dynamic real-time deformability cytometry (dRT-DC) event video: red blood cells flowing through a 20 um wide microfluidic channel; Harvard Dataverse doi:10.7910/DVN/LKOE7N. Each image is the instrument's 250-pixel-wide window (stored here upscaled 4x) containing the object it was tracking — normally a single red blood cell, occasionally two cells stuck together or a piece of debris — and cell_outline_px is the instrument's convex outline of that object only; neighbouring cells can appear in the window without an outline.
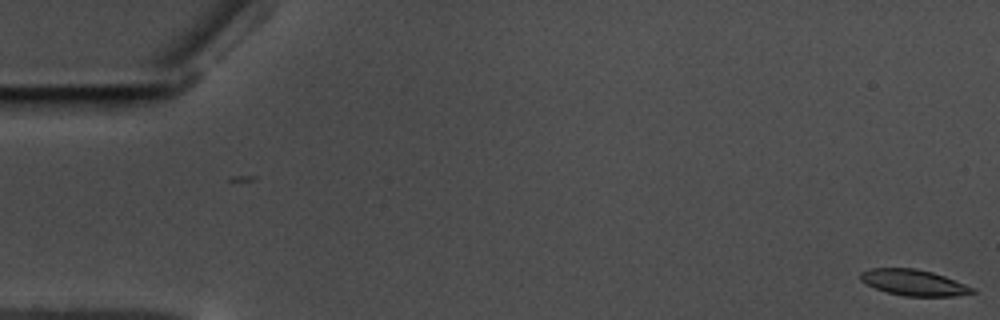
{"species": "common noctule bat (a hibernating species)", "species_latin": "Nyctalus noctula", "temperature_condition": "warm", "stored_images_in_passage": 59, "camera_frame_rate_fps": 3000, "um_per_image_px": 0.085, "animal": {"sex": "male", "body_mass_g": 17.5, "forearm_length_mm": 52.3}, "frame": {"image": 1, "passage_image": 1, "time_ms": 0.0, "image_size_px": [1000, 320], "cell_outline_px": [[976, 292], [956, 296], [904, 296], [888, 292], [876, 288], [860, 280], [860, 272], [872, 268], [916, 268], [932, 272], [944, 276], [976, 288]], "centroid_in_image_um": [77.7, 24.02], "position_along_channel_um": 7.3, "area_um2": 16.88}}
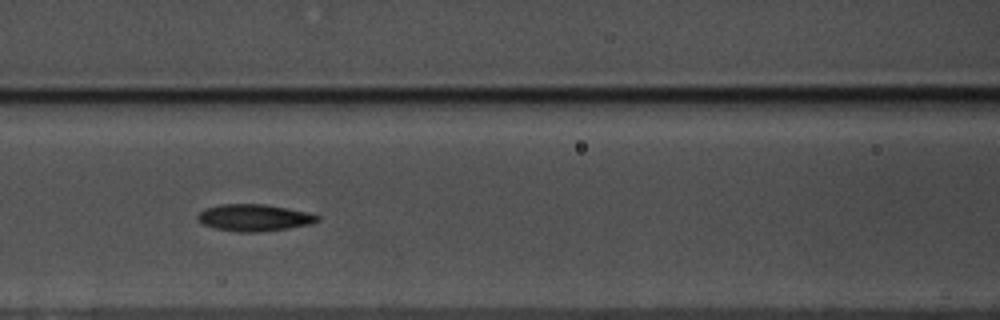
{"frame": {"image": 2, "passage_image": 26, "time_ms": 8.333, "image_size_px": [1000, 320], "cell_outline_px": [[320, 220], [308, 224], [288, 228], [256, 232], [236, 232], [212, 228], [204, 224], [196, 216], [200, 212], [208, 208], [220, 204], [264, 204], [308, 212], [320, 216]], "centroid_in_image_um": [21.6, 18.5], "position_along_channel_um": 145.0, "area_um2": 18.55}}
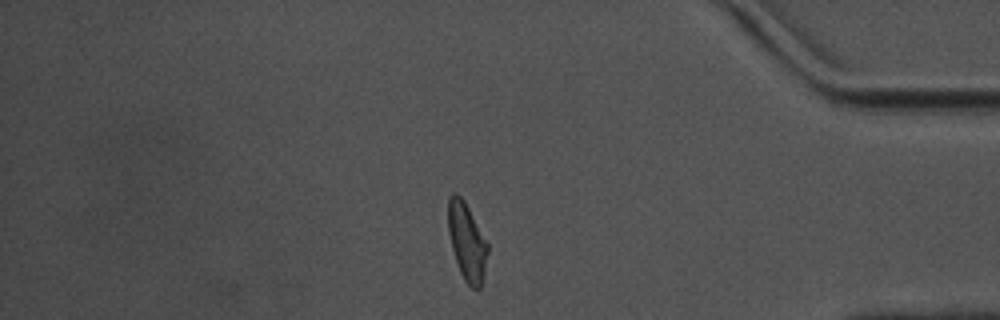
{"frame": {"image": 3, "passage_image": 50, "time_ms": 16.333, "image_size_px": [1000, 320], "cell_outline_px": [[488, 252], [484, 272], [480, 288], [476, 292], [464, 280], [460, 272], [452, 248], [448, 232], [448, 196], [452, 192], [456, 192], [464, 200], [488, 244]], "centroid_in_image_um": [39.67, 20.54], "position_along_channel_um": 395.5, "area_um2": 17.8}, "authors_computed_cell_mechanics": {"area_um2": 17.918, "velocity_mm_per_s": 3.519, "shape_relaxation_time_tau1_ms": 10.2395, "shape_relaxation_time_tau2_ms": 2.7476, "deformation_change_tau1": 0.1989, "deformation_change_tau2": 0.096}}